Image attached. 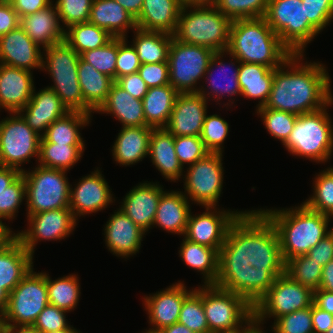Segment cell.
<instances>
[{
    "label": "cell",
    "instance_id": "obj_1",
    "mask_svg": "<svg viewBox=\"0 0 333 333\" xmlns=\"http://www.w3.org/2000/svg\"><path fill=\"white\" fill-rule=\"evenodd\" d=\"M275 226L259 209L241 213L230 225L219 251L214 285L241 295L252 307L285 273Z\"/></svg>",
    "mask_w": 333,
    "mask_h": 333
},
{
    "label": "cell",
    "instance_id": "obj_2",
    "mask_svg": "<svg viewBox=\"0 0 333 333\" xmlns=\"http://www.w3.org/2000/svg\"><path fill=\"white\" fill-rule=\"evenodd\" d=\"M303 56L292 54L274 69L266 108L298 116L321 110L333 100L331 79L324 65L320 62L300 63Z\"/></svg>",
    "mask_w": 333,
    "mask_h": 333
},
{
    "label": "cell",
    "instance_id": "obj_3",
    "mask_svg": "<svg viewBox=\"0 0 333 333\" xmlns=\"http://www.w3.org/2000/svg\"><path fill=\"white\" fill-rule=\"evenodd\" d=\"M260 210L276 228L285 262L307 254L333 229L328 228L330 216L312 211L304 204L295 208Z\"/></svg>",
    "mask_w": 333,
    "mask_h": 333
},
{
    "label": "cell",
    "instance_id": "obj_4",
    "mask_svg": "<svg viewBox=\"0 0 333 333\" xmlns=\"http://www.w3.org/2000/svg\"><path fill=\"white\" fill-rule=\"evenodd\" d=\"M240 62L280 67L293 53L280 41L264 17L234 20L226 54Z\"/></svg>",
    "mask_w": 333,
    "mask_h": 333
},
{
    "label": "cell",
    "instance_id": "obj_5",
    "mask_svg": "<svg viewBox=\"0 0 333 333\" xmlns=\"http://www.w3.org/2000/svg\"><path fill=\"white\" fill-rule=\"evenodd\" d=\"M231 23L215 6L182 7L173 38L214 52L227 51Z\"/></svg>",
    "mask_w": 333,
    "mask_h": 333
},
{
    "label": "cell",
    "instance_id": "obj_6",
    "mask_svg": "<svg viewBox=\"0 0 333 333\" xmlns=\"http://www.w3.org/2000/svg\"><path fill=\"white\" fill-rule=\"evenodd\" d=\"M43 52L41 69L48 71L54 82L48 87L55 91L69 111L92 115L93 111L84 103L78 81L80 55L65 40L46 47Z\"/></svg>",
    "mask_w": 333,
    "mask_h": 333
},
{
    "label": "cell",
    "instance_id": "obj_7",
    "mask_svg": "<svg viewBox=\"0 0 333 333\" xmlns=\"http://www.w3.org/2000/svg\"><path fill=\"white\" fill-rule=\"evenodd\" d=\"M297 116L293 130L283 144L290 154L323 163L332 156L333 125L327 107Z\"/></svg>",
    "mask_w": 333,
    "mask_h": 333
},
{
    "label": "cell",
    "instance_id": "obj_8",
    "mask_svg": "<svg viewBox=\"0 0 333 333\" xmlns=\"http://www.w3.org/2000/svg\"><path fill=\"white\" fill-rule=\"evenodd\" d=\"M202 305L209 333H238L253 319V307L241 295L214 284L202 285Z\"/></svg>",
    "mask_w": 333,
    "mask_h": 333
},
{
    "label": "cell",
    "instance_id": "obj_9",
    "mask_svg": "<svg viewBox=\"0 0 333 333\" xmlns=\"http://www.w3.org/2000/svg\"><path fill=\"white\" fill-rule=\"evenodd\" d=\"M264 18L293 54H303L319 34L309 23L302 0H269Z\"/></svg>",
    "mask_w": 333,
    "mask_h": 333
},
{
    "label": "cell",
    "instance_id": "obj_10",
    "mask_svg": "<svg viewBox=\"0 0 333 333\" xmlns=\"http://www.w3.org/2000/svg\"><path fill=\"white\" fill-rule=\"evenodd\" d=\"M23 171L26 186L27 215L69 208L70 188L65 170L35 167Z\"/></svg>",
    "mask_w": 333,
    "mask_h": 333
},
{
    "label": "cell",
    "instance_id": "obj_11",
    "mask_svg": "<svg viewBox=\"0 0 333 333\" xmlns=\"http://www.w3.org/2000/svg\"><path fill=\"white\" fill-rule=\"evenodd\" d=\"M214 53L207 47L183 43L172 38L167 60L169 83L178 93L199 92L197 82L204 79Z\"/></svg>",
    "mask_w": 333,
    "mask_h": 333
},
{
    "label": "cell",
    "instance_id": "obj_12",
    "mask_svg": "<svg viewBox=\"0 0 333 333\" xmlns=\"http://www.w3.org/2000/svg\"><path fill=\"white\" fill-rule=\"evenodd\" d=\"M314 291L291 279L278 276L266 294L253 307V319L260 325L265 318H275L313 305Z\"/></svg>",
    "mask_w": 333,
    "mask_h": 333
},
{
    "label": "cell",
    "instance_id": "obj_13",
    "mask_svg": "<svg viewBox=\"0 0 333 333\" xmlns=\"http://www.w3.org/2000/svg\"><path fill=\"white\" fill-rule=\"evenodd\" d=\"M48 304L47 273H36L32 268L10 292L3 322L5 325H33Z\"/></svg>",
    "mask_w": 333,
    "mask_h": 333
},
{
    "label": "cell",
    "instance_id": "obj_14",
    "mask_svg": "<svg viewBox=\"0 0 333 333\" xmlns=\"http://www.w3.org/2000/svg\"><path fill=\"white\" fill-rule=\"evenodd\" d=\"M0 121V166L12 167L20 171L21 164L30 158L39 159L40 138L18 113ZM14 114V116H13Z\"/></svg>",
    "mask_w": 333,
    "mask_h": 333
},
{
    "label": "cell",
    "instance_id": "obj_15",
    "mask_svg": "<svg viewBox=\"0 0 333 333\" xmlns=\"http://www.w3.org/2000/svg\"><path fill=\"white\" fill-rule=\"evenodd\" d=\"M222 153L209 152L204 158L189 165L185 173L183 193L194 203L216 207L223 187ZM187 174V175H186Z\"/></svg>",
    "mask_w": 333,
    "mask_h": 333
},
{
    "label": "cell",
    "instance_id": "obj_16",
    "mask_svg": "<svg viewBox=\"0 0 333 333\" xmlns=\"http://www.w3.org/2000/svg\"><path fill=\"white\" fill-rule=\"evenodd\" d=\"M29 227L16 233L23 247L34 255V247L40 240H61L74 231L77 219L70 208L43 211L27 215Z\"/></svg>",
    "mask_w": 333,
    "mask_h": 333
},
{
    "label": "cell",
    "instance_id": "obj_17",
    "mask_svg": "<svg viewBox=\"0 0 333 333\" xmlns=\"http://www.w3.org/2000/svg\"><path fill=\"white\" fill-rule=\"evenodd\" d=\"M205 208L206 211L202 214L192 216L190 212L183 236L191 242L216 249L219 252L230 225L245 211H220L216 207L209 206Z\"/></svg>",
    "mask_w": 333,
    "mask_h": 333
},
{
    "label": "cell",
    "instance_id": "obj_18",
    "mask_svg": "<svg viewBox=\"0 0 333 333\" xmlns=\"http://www.w3.org/2000/svg\"><path fill=\"white\" fill-rule=\"evenodd\" d=\"M193 290H187L184 283L179 281L152 296H145L143 304L148 312L149 323L153 327L145 331L157 333L161 329L177 323L184 299Z\"/></svg>",
    "mask_w": 333,
    "mask_h": 333
},
{
    "label": "cell",
    "instance_id": "obj_19",
    "mask_svg": "<svg viewBox=\"0 0 333 333\" xmlns=\"http://www.w3.org/2000/svg\"><path fill=\"white\" fill-rule=\"evenodd\" d=\"M100 170L96 169L83 177L74 189L70 188L69 208L74 217L103 210L113 203V197L107 181Z\"/></svg>",
    "mask_w": 333,
    "mask_h": 333
},
{
    "label": "cell",
    "instance_id": "obj_20",
    "mask_svg": "<svg viewBox=\"0 0 333 333\" xmlns=\"http://www.w3.org/2000/svg\"><path fill=\"white\" fill-rule=\"evenodd\" d=\"M207 103L198 92L179 93L165 129L174 136H200Z\"/></svg>",
    "mask_w": 333,
    "mask_h": 333
},
{
    "label": "cell",
    "instance_id": "obj_21",
    "mask_svg": "<svg viewBox=\"0 0 333 333\" xmlns=\"http://www.w3.org/2000/svg\"><path fill=\"white\" fill-rule=\"evenodd\" d=\"M163 187L156 183L144 182L133 187L123 199L119 208L137 226L147 232L153 227Z\"/></svg>",
    "mask_w": 333,
    "mask_h": 333
},
{
    "label": "cell",
    "instance_id": "obj_22",
    "mask_svg": "<svg viewBox=\"0 0 333 333\" xmlns=\"http://www.w3.org/2000/svg\"><path fill=\"white\" fill-rule=\"evenodd\" d=\"M42 47L33 42L18 26L0 37V64L28 70L41 69Z\"/></svg>",
    "mask_w": 333,
    "mask_h": 333
},
{
    "label": "cell",
    "instance_id": "obj_23",
    "mask_svg": "<svg viewBox=\"0 0 333 333\" xmlns=\"http://www.w3.org/2000/svg\"><path fill=\"white\" fill-rule=\"evenodd\" d=\"M35 91L34 87L30 101L18 113L42 137L55 120L65 116L70 111L55 91L49 87H45L39 92Z\"/></svg>",
    "mask_w": 333,
    "mask_h": 333
},
{
    "label": "cell",
    "instance_id": "obj_24",
    "mask_svg": "<svg viewBox=\"0 0 333 333\" xmlns=\"http://www.w3.org/2000/svg\"><path fill=\"white\" fill-rule=\"evenodd\" d=\"M104 229L106 246L111 253L123 258L139 252L146 233L120 209L111 215Z\"/></svg>",
    "mask_w": 333,
    "mask_h": 333
},
{
    "label": "cell",
    "instance_id": "obj_25",
    "mask_svg": "<svg viewBox=\"0 0 333 333\" xmlns=\"http://www.w3.org/2000/svg\"><path fill=\"white\" fill-rule=\"evenodd\" d=\"M33 73L0 64V109L19 112L30 101L34 90Z\"/></svg>",
    "mask_w": 333,
    "mask_h": 333
},
{
    "label": "cell",
    "instance_id": "obj_26",
    "mask_svg": "<svg viewBox=\"0 0 333 333\" xmlns=\"http://www.w3.org/2000/svg\"><path fill=\"white\" fill-rule=\"evenodd\" d=\"M19 26L26 35L42 49L65 40V30L53 3L45 9L20 17Z\"/></svg>",
    "mask_w": 333,
    "mask_h": 333
},
{
    "label": "cell",
    "instance_id": "obj_27",
    "mask_svg": "<svg viewBox=\"0 0 333 333\" xmlns=\"http://www.w3.org/2000/svg\"><path fill=\"white\" fill-rule=\"evenodd\" d=\"M182 6L180 0H144L135 19L138 29L173 35Z\"/></svg>",
    "mask_w": 333,
    "mask_h": 333
},
{
    "label": "cell",
    "instance_id": "obj_28",
    "mask_svg": "<svg viewBox=\"0 0 333 333\" xmlns=\"http://www.w3.org/2000/svg\"><path fill=\"white\" fill-rule=\"evenodd\" d=\"M96 112L112 114L122 123V127L147 126L143 101L134 98L115 81L111 85L106 101Z\"/></svg>",
    "mask_w": 333,
    "mask_h": 333
},
{
    "label": "cell",
    "instance_id": "obj_29",
    "mask_svg": "<svg viewBox=\"0 0 333 333\" xmlns=\"http://www.w3.org/2000/svg\"><path fill=\"white\" fill-rule=\"evenodd\" d=\"M188 198L181 191H164L160 197L153 227L184 235L191 212Z\"/></svg>",
    "mask_w": 333,
    "mask_h": 333
},
{
    "label": "cell",
    "instance_id": "obj_30",
    "mask_svg": "<svg viewBox=\"0 0 333 333\" xmlns=\"http://www.w3.org/2000/svg\"><path fill=\"white\" fill-rule=\"evenodd\" d=\"M33 266V255L15 237L0 251V285L10 294Z\"/></svg>",
    "mask_w": 333,
    "mask_h": 333
},
{
    "label": "cell",
    "instance_id": "obj_31",
    "mask_svg": "<svg viewBox=\"0 0 333 333\" xmlns=\"http://www.w3.org/2000/svg\"><path fill=\"white\" fill-rule=\"evenodd\" d=\"M153 129L149 126L122 127L112 147L114 160L123 166L142 161L149 154V141Z\"/></svg>",
    "mask_w": 333,
    "mask_h": 333
},
{
    "label": "cell",
    "instance_id": "obj_32",
    "mask_svg": "<svg viewBox=\"0 0 333 333\" xmlns=\"http://www.w3.org/2000/svg\"><path fill=\"white\" fill-rule=\"evenodd\" d=\"M151 162L167 180L176 182L183 175L174 147V135L165 128L153 129L149 141Z\"/></svg>",
    "mask_w": 333,
    "mask_h": 333
},
{
    "label": "cell",
    "instance_id": "obj_33",
    "mask_svg": "<svg viewBox=\"0 0 333 333\" xmlns=\"http://www.w3.org/2000/svg\"><path fill=\"white\" fill-rule=\"evenodd\" d=\"M89 22L112 37L126 38L129 28H137L135 19L114 0H93Z\"/></svg>",
    "mask_w": 333,
    "mask_h": 333
},
{
    "label": "cell",
    "instance_id": "obj_34",
    "mask_svg": "<svg viewBox=\"0 0 333 333\" xmlns=\"http://www.w3.org/2000/svg\"><path fill=\"white\" fill-rule=\"evenodd\" d=\"M225 53H226V51L215 52L209 62L208 69L204 75V76H206V77H204L206 79V81L207 80L210 81L208 83L209 87L207 89L201 85V88L199 89V92H198L206 100H208V98L211 97V98H214V100L220 101L221 98H223L225 94H228V96L230 95V97H232L233 95H238V94L241 95V88H240L239 81H238L240 61L232 55L229 56V57H232V59L236 60V62L238 63V65L236 66L231 60V62L229 63V66L230 65L232 67L236 66L235 68L233 67L234 70L232 72L231 69H227L228 66L222 61V57L224 56ZM214 67L220 68L219 73L220 72H221L220 74L223 73L222 74L223 77L221 76V77L215 78L216 75L213 76V72H214L213 69H215ZM225 69L230 70V71L226 72V71H224ZM214 74H216V73H214ZM210 77H212V78L210 79ZM222 79H224V82H222L223 85L222 84L220 85V82L222 81ZM225 80H226V82H225ZM209 89H211L210 92H209ZM206 90H208V93L206 92ZM208 95H209V97H208Z\"/></svg>",
    "mask_w": 333,
    "mask_h": 333
},
{
    "label": "cell",
    "instance_id": "obj_35",
    "mask_svg": "<svg viewBox=\"0 0 333 333\" xmlns=\"http://www.w3.org/2000/svg\"><path fill=\"white\" fill-rule=\"evenodd\" d=\"M273 77L274 69L270 67L240 62L238 81L241 95L260 100L256 108L264 106L270 96Z\"/></svg>",
    "mask_w": 333,
    "mask_h": 333
},
{
    "label": "cell",
    "instance_id": "obj_36",
    "mask_svg": "<svg viewBox=\"0 0 333 333\" xmlns=\"http://www.w3.org/2000/svg\"><path fill=\"white\" fill-rule=\"evenodd\" d=\"M178 94L171 84L148 88L142 99L147 126L154 129L166 127Z\"/></svg>",
    "mask_w": 333,
    "mask_h": 333
},
{
    "label": "cell",
    "instance_id": "obj_37",
    "mask_svg": "<svg viewBox=\"0 0 333 333\" xmlns=\"http://www.w3.org/2000/svg\"><path fill=\"white\" fill-rule=\"evenodd\" d=\"M78 81L84 103L94 112L106 101L114 80L79 57Z\"/></svg>",
    "mask_w": 333,
    "mask_h": 333
},
{
    "label": "cell",
    "instance_id": "obj_38",
    "mask_svg": "<svg viewBox=\"0 0 333 333\" xmlns=\"http://www.w3.org/2000/svg\"><path fill=\"white\" fill-rule=\"evenodd\" d=\"M179 256L189 267L201 272L204 284H215L219 274V252L183 238Z\"/></svg>",
    "mask_w": 333,
    "mask_h": 333
},
{
    "label": "cell",
    "instance_id": "obj_39",
    "mask_svg": "<svg viewBox=\"0 0 333 333\" xmlns=\"http://www.w3.org/2000/svg\"><path fill=\"white\" fill-rule=\"evenodd\" d=\"M133 47L136 49L141 64L167 62L169 47L173 35L144 31L136 28L134 31Z\"/></svg>",
    "mask_w": 333,
    "mask_h": 333
},
{
    "label": "cell",
    "instance_id": "obj_40",
    "mask_svg": "<svg viewBox=\"0 0 333 333\" xmlns=\"http://www.w3.org/2000/svg\"><path fill=\"white\" fill-rule=\"evenodd\" d=\"M91 115L70 111L65 116L55 120L42 136L47 142L66 145H85L79 128L89 124Z\"/></svg>",
    "mask_w": 333,
    "mask_h": 333
},
{
    "label": "cell",
    "instance_id": "obj_41",
    "mask_svg": "<svg viewBox=\"0 0 333 333\" xmlns=\"http://www.w3.org/2000/svg\"><path fill=\"white\" fill-rule=\"evenodd\" d=\"M85 145H66L40 138L39 166L68 171L82 157Z\"/></svg>",
    "mask_w": 333,
    "mask_h": 333
},
{
    "label": "cell",
    "instance_id": "obj_42",
    "mask_svg": "<svg viewBox=\"0 0 333 333\" xmlns=\"http://www.w3.org/2000/svg\"><path fill=\"white\" fill-rule=\"evenodd\" d=\"M113 37L102 28L88 22L74 24L65 29V41L81 55L83 52L100 48Z\"/></svg>",
    "mask_w": 333,
    "mask_h": 333
},
{
    "label": "cell",
    "instance_id": "obj_43",
    "mask_svg": "<svg viewBox=\"0 0 333 333\" xmlns=\"http://www.w3.org/2000/svg\"><path fill=\"white\" fill-rule=\"evenodd\" d=\"M48 275L47 294L49 304L67 313L76 308L81 294L78 277L72 274L52 281Z\"/></svg>",
    "mask_w": 333,
    "mask_h": 333
},
{
    "label": "cell",
    "instance_id": "obj_44",
    "mask_svg": "<svg viewBox=\"0 0 333 333\" xmlns=\"http://www.w3.org/2000/svg\"><path fill=\"white\" fill-rule=\"evenodd\" d=\"M323 266L313 260L308 254L288 259L285 273L294 281L309 287L313 291L319 289Z\"/></svg>",
    "mask_w": 333,
    "mask_h": 333
},
{
    "label": "cell",
    "instance_id": "obj_45",
    "mask_svg": "<svg viewBox=\"0 0 333 333\" xmlns=\"http://www.w3.org/2000/svg\"><path fill=\"white\" fill-rule=\"evenodd\" d=\"M314 182V193L303 204L312 211L333 217V168L321 171Z\"/></svg>",
    "mask_w": 333,
    "mask_h": 333
},
{
    "label": "cell",
    "instance_id": "obj_46",
    "mask_svg": "<svg viewBox=\"0 0 333 333\" xmlns=\"http://www.w3.org/2000/svg\"><path fill=\"white\" fill-rule=\"evenodd\" d=\"M194 289L181 307L178 323L185 325L194 333H209L208 322L202 305V288Z\"/></svg>",
    "mask_w": 333,
    "mask_h": 333
},
{
    "label": "cell",
    "instance_id": "obj_47",
    "mask_svg": "<svg viewBox=\"0 0 333 333\" xmlns=\"http://www.w3.org/2000/svg\"><path fill=\"white\" fill-rule=\"evenodd\" d=\"M269 0H216L215 7L231 21L261 18L267 11Z\"/></svg>",
    "mask_w": 333,
    "mask_h": 333
},
{
    "label": "cell",
    "instance_id": "obj_48",
    "mask_svg": "<svg viewBox=\"0 0 333 333\" xmlns=\"http://www.w3.org/2000/svg\"><path fill=\"white\" fill-rule=\"evenodd\" d=\"M257 114L262 117L263 124L269 134L284 144L293 130L297 115L269 109L265 106L257 108Z\"/></svg>",
    "mask_w": 333,
    "mask_h": 333
},
{
    "label": "cell",
    "instance_id": "obj_49",
    "mask_svg": "<svg viewBox=\"0 0 333 333\" xmlns=\"http://www.w3.org/2000/svg\"><path fill=\"white\" fill-rule=\"evenodd\" d=\"M118 54V37H113L104 46L83 52L80 57L97 71L115 81L116 60Z\"/></svg>",
    "mask_w": 333,
    "mask_h": 333
},
{
    "label": "cell",
    "instance_id": "obj_50",
    "mask_svg": "<svg viewBox=\"0 0 333 333\" xmlns=\"http://www.w3.org/2000/svg\"><path fill=\"white\" fill-rule=\"evenodd\" d=\"M229 132V124L217 114H206L200 138L211 153H223V142Z\"/></svg>",
    "mask_w": 333,
    "mask_h": 333
},
{
    "label": "cell",
    "instance_id": "obj_51",
    "mask_svg": "<svg viewBox=\"0 0 333 333\" xmlns=\"http://www.w3.org/2000/svg\"><path fill=\"white\" fill-rule=\"evenodd\" d=\"M93 0H56L55 6L63 29L88 22Z\"/></svg>",
    "mask_w": 333,
    "mask_h": 333
},
{
    "label": "cell",
    "instance_id": "obj_52",
    "mask_svg": "<svg viewBox=\"0 0 333 333\" xmlns=\"http://www.w3.org/2000/svg\"><path fill=\"white\" fill-rule=\"evenodd\" d=\"M271 328L274 333H314L312 306L277 318Z\"/></svg>",
    "mask_w": 333,
    "mask_h": 333
},
{
    "label": "cell",
    "instance_id": "obj_53",
    "mask_svg": "<svg viewBox=\"0 0 333 333\" xmlns=\"http://www.w3.org/2000/svg\"><path fill=\"white\" fill-rule=\"evenodd\" d=\"M26 199V186L21 174L10 186L0 193V221L14 219L18 207Z\"/></svg>",
    "mask_w": 333,
    "mask_h": 333
},
{
    "label": "cell",
    "instance_id": "obj_54",
    "mask_svg": "<svg viewBox=\"0 0 333 333\" xmlns=\"http://www.w3.org/2000/svg\"><path fill=\"white\" fill-rule=\"evenodd\" d=\"M174 147L183 168L184 164H194L209 153L200 136H174Z\"/></svg>",
    "mask_w": 333,
    "mask_h": 333
},
{
    "label": "cell",
    "instance_id": "obj_55",
    "mask_svg": "<svg viewBox=\"0 0 333 333\" xmlns=\"http://www.w3.org/2000/svg\"><path fill=\"white\" fill-rule=\"evenodd\" d=\"M309 23L320 33L333 19V0H302Z\"/></svg>",
    "mask_w": 333,
    "mask_h": 333
},
{
    "label": "cell",
    "instance_id": "obj_56",
    "mask_svg": "<svg viewBox=\"0 0 333 333\" xmlns=\"http://www.w3.org/2000/svg\"><path fill=\"white\" fill-rule=\"evenodd\" d=\"M126 38L118 37V54L116 60L115 81L124 76L138 72L141 63L133 45H127Z\"/></svg>",
    "mask_w": 333,
    "mask_h": 333
},
{
    "label": "cell",
    "instance_id": "obj_57",
    "mask_svg": "<svg viewBox=\"0 0 333 333\" xmlns=\"http://www.w3.org/2000/svg\"><path fill=\"white\" fill-rule=\"evenodd\" d=\"M65 314L66 311L48 304L38 315L33 326L41 333L66 329L70 325L66 322Z\"/></svg>",
    "mask_w": 333,
    "mask_h": 333
},
{
    "label": "cell",
    "instance_id": "obj_58",
    "mask_svg": "<svg viewBox=\"0 0 333 333\" xmlns=\"http://www.w3.org/2000/svg\"><path fill=\"white\" fill-rule=\"evenodd\" d=\"M138 73L148 88L170 84L168 62L141 64Z\"/></svg>",
    "mask_w": 333,
    "mask_h": 333
},
{
    "label": "cell",
    "instance_id": "obj_59",
    "mask_svg": "<svg viewBox=\"0 0 333 333\" xmlns=\"http://www.w3.org/2000/svg\"><path fill=\"white\" fill-rule=\"evenodd\" d=\"M134 98L142 100L148 92V86L138 72L124 75L115 81Z\"/></svg>",
    "mask_w": 333,
    "mask_h": 333
},
{
    "label": "cell",
    "instance_id": "obj_60",
    "mask_svg": "<svg viewBox=\"0 0 333 333\" xmlns=\"http://www.w3.org/2000/svg\"><path fill=\"white\" fill-rule=\"evenodd\" d=\"M20 18L8 0H0V37L16 29Z\"/></svg>",
    "mask_w": 333,
    "mask_h": 333
},
{
    "label": "cell",
    "instance_id": "obj_61",
    "mask_svg": "<svg viewBox=\"0 0 333 333\" xmlns=\"http://www.w3.org/2000/svg\"><path fill=\"white\" fill-rule=\"evenodd\" d=\"M307 254L321 266L330 262L333 259V229Z\"/></svg>",
    "mask_w": 333,
    "mask_h": 333
},
{
    "label": "cell",
    "instance_id": "obj_62",
    "mask_svg": "<svg viewBox=\"0 0 333 333\" xmlns=\"http://www.w3.org/2000/svg\"><path fill=\"white\" fill-rule=\"evenodd\" d=\"M20 17H25L54 3L52 0H8Z\"/></svg>",
    "mask_w": 333,
    "mask_h": 333
},
{
    "label": "cell",
    "instance_id": "obj_63",
    "mask_svg": "<svg viewBox=\"0 0 333 333\" xmlns=\"http://www.w3.org/2000/svg\"><path fill=\"white\" fill-rule=\"evenodd\" d=\"M312 324L314 333H326L333 324V314L312 305Z\"/></svg>",
    "mask_w": 333,
    "mask_h": 333
},
{
    "label": "cell",
    "instance_id": "obj_64",
    "mask_svg": "<svg viewBox=\"0 0 333 333\" xmlns=\"http://www.w3.org/2000/svg\"><path fill=\"white\" fill-rule=\"evenodd\" d=\"M313 303L318 308L333 314V292L322 289L315 290Z\"/></svg>",
    "mask_w": 333,
    "mask_h": 333
},
{
    "label": "cell",
    "instance_id": "obj_65",
    "mask_svg": "<svg viewBox=\"0 0 333 333\" xmlns=\"http://www.w3.org/2000/svg\"><path fill=\"white\" fill-rule=\"evenodd\" d=\"M21 174L22 171L16 168L0 166V193L3 192L7 186H10Z\"/></svg>",
    "mask_w": 333,
    "mask_h": 333
},
{
    "label": "cell",
    "instance_id": "obj_66",
    "mask_svg": "<svg viewBox=\"0 0 333 333\" xmlns=\"http://www.w3.org/2000/svg\"><path fill=\"white\" fill-rule=\"evenodd\" d=\"M319 289L333 292V259L323 266Z\"/></svg>",
    "mask_w": 333,
    "mask_h": 333
},
{
    "label": "cell",
    "instance_id": "obj_67",
    "mask_svg": "<svg viewBox=\"0 0 333 333\" xmlns=\"http://www.w3.org/2000/svg\"><path fill=\"white\" fill-rule=\"evenodd\" d=\"M118 2L134 19H136L142 9L144 0H114Z\"/></svg>",
    "mask_w": 333,
    "mask_h": 333
},
{
    "label": "cell",
    "instance_id": "obj_68",
    "mask_svg": "<svg viewBox=\"0 0 333 333\" xmlns=\"http://www.w3.org/2000/svg\"><path fill=\"white\" fill-rule=\"evenodd\" d=\"M0 221V251L3 250L15 237L16 233Z\"/></svg>",
    "mask_w": 333,
    "mask_h": 333
},
{
    "label": "cell",
    "instance_id": "obj_69",
    "mask_svg": "<svg viewBox=\"0 0 333 333\" xmlns=\"http://www.w3.org/2000/svg\"><path fill=\"white\" fill-rule=\"evenodd\" d=\"M4 333H41L33 325H5Z\"/></svg>",
    "mask_w": 333,
    "mask_h": 333
},
{
    "label": "cell",
    "instance_id": "obj_70",
    "mask_svg": "<svg viewBox=\"0 0 333 333\" xmlns=\"http://www.w3.org/2000/svg\"><path fill=\"white\" fill-rule=\"evenodd\" d=\"M216 0H180L182 7H212Z\"/></svg>",
    "mask_w": 333,
    "mask_h": 333
},
{
    "label": "cell",
    "instance_id": "obj_71",
    "mask_svg": "<svg viewBox=\"0 0 333 333\" xmlns=\"http://www.w3.org/2000/svg\"><path fill=\"white\" fill-rule=\"evenodd\" d=\"M157 333H194V332L185 325L177 322L171 326L161 329Z\"/></svg>",
    "mask_w": 333,
    "mask_h": 333
},
{
    "label": "cell",
    "instance_id": "obj_72",
    "mask_svg": "<svg viewBox=\"0 0 333 333\" xmlns=\"http://www.w3.org/2000/svg\"><path fill=\"white\" fill-rule=\"evenodd\" d=\"M238 333H266L263 332L258 322L252 319L242 330Z\"/></svg>",
    "mask_w": 333,
    "mask_h": 333
},
{
    "label": "cell",
    "instance_id": "obj_73",
    "mask_svg": "<svg viewBox=\"0 0 333 333\" xmlns=\"http://www.w3.org/2000/svg\"><path fill=\"white\" fill-rule=\"evenodd\" d=\"M8 301L9 293L4 288H2V285H0V317L4 315Z\"/></svg>",
    "mask_w": 333,
    "mask_h": 333
},
{
    "label": "cell",
    "instance_id": "obj_74",
    "mask_svg": "<svg viewBox=\"0 0 333 333\" xmlns=\"http://www.w3.org/2000/svg\"><path fill=\"white\" fill-rule=\"evenodd\" d=\"M47 333H80V331L76 330L74 327H72L70 325L66 329H62V330H59V331H51V332H47Z\"/></svg>",
    "mask_w": 333,
    "mask_h": 333
},
{
    "label": "cell",
    "instance_id": "obj_75",
    "mask_svg": "<svg viewBox=\"0 0 333 333\" xmlns=\"http://www.w3.org/2000/svg\"><path fill=\"white\" fill-rule=\"evenodd\" d=\"M4 329H5V324L3 322V318L0 317V333H4Z\"/></svg>",
    "mask_w": 333,
    "mask_h": 333
},
{
    "label": "cell",
    "instance_id": "obj_76",
    "mask_svg": "<svg viewBox=\"0 0 333 333\" xmlns=\"http://www.w3.org/2000/svg\"><path fill=\"white\" fill-rule=\"evenodd\" d=\"M326 333H333V324H332V326L330 327V329Z\"/></svg>",
    "mask_w": 333,
    "mask_h": 333
}]
</instances>
